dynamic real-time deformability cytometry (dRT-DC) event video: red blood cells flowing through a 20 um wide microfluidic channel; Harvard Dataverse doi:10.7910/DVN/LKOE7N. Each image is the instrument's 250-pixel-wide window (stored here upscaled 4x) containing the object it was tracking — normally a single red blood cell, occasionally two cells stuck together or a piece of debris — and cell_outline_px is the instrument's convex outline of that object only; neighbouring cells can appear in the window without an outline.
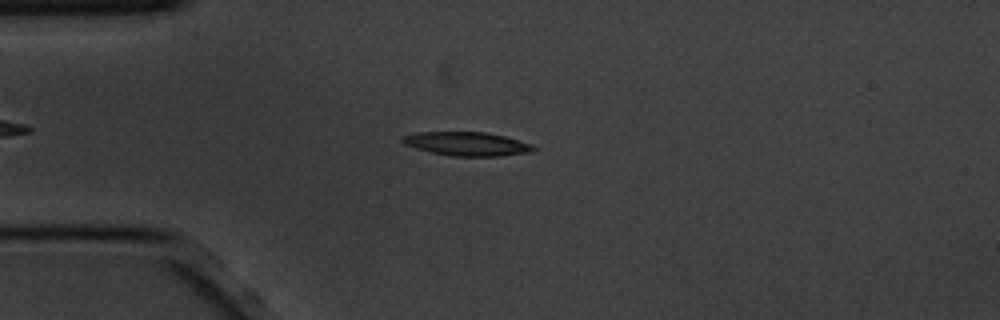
{"species": "common noctule bat (a hibernating species)", "species_latin": "Nyctalus noctula", "temperature_condition": "cold", "stored_images_in_passage": 52, "camera_frame_rate_fps": 3000, "um_per_image_px": 0.085, "animal": {"sex": "male", "body_mass_g": 20.1, "forearm_length_mm": 53.5}, "frame": {"image": 1, "passage_image": 9, "time_ms": 2.667, "image_size_px": [1000, 320], "cell_outline_px": [[536, 148], [528, 152], [500, 156], [452, 156], [432, 152], [416, 148], [404, 144], [400, 140], [400, 136], [416, 132], [484, 132], [504, 136], [532, 144]], "centroid_in_image_um": [39.63, 12.22], "position_along_channel_um": 45.4, "area_um2": 18.03}}
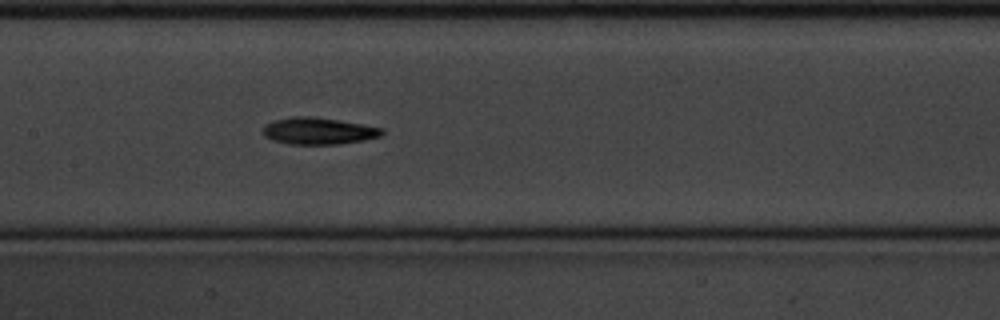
{"frame": {"image": 2, "passage_image": 22, "time_ms": 7.0, "image_size_px": [1000, 320], "cell_outline_px": [[384, 132], [380, 136], [364, 140], [340, 144], [292, 144], [272, 140], [264, 136], [264, 124], [272, 120], [292, 116], [308, 116], [364, 124], [384, 128]], "centroid_in_image_um": [27.06, 11.13], "position_along_channel_um": 180.3, "area_um2": 18.61}}
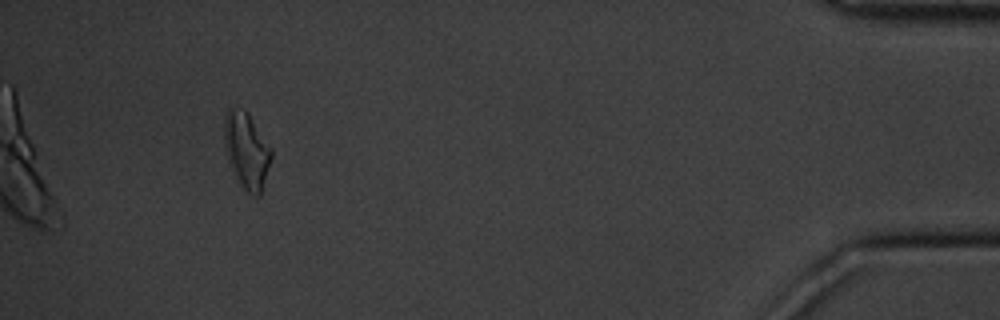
{"frame": {"image": 3, "passage_image": 48, "time_ms": 15.667, "image_size_px": [1000, 320], "cell_outline_px": [[272, 156], [260, 196], [252, 196], [244, 188], [232, 172], [228, 160], [224, 144], [224, 116], [228, 108], [244, 108], [248, 112], [272, 148]], "centroid_in_image_um": [20.96, 12.76], "position_along_channel_um": 414.2, "area_um2": 21.04}, "authors_computed_cell_mechanics": {"area_um2": 17.7735, "velocity_mm_per_s": 3.4546, "shape_relaxation_time_tau1_ms": 2.159, "shape_relaxation_time_tau2_ms": 9.4679, "deformation_change_tau1": 0.1354, "deformation_change_tau2": 0.2008}}